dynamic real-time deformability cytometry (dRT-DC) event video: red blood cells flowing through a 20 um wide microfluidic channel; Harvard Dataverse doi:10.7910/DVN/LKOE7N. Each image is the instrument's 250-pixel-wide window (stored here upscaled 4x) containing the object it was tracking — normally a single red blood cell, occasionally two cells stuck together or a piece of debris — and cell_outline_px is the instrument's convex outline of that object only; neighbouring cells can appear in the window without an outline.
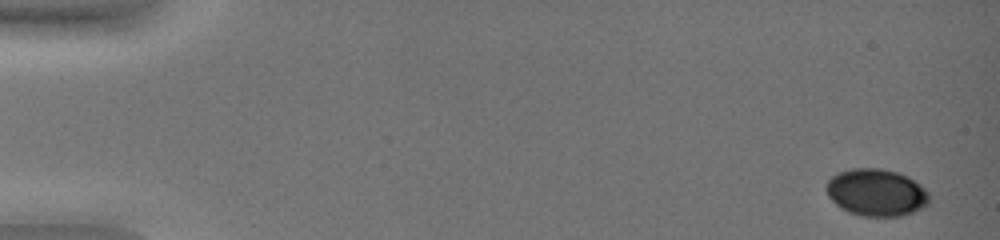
{"species": "common noctule bat (a hibernating species)", "species_latin": "Nyctalus noctula", "temperature_condition": "warm", "stored_images_in_passage": 10, "camera_frame_rate_fps": 3000, "um_per_image_px": 0.085, "animal": {"sex": "female", "body_mass_g": 19.0, "forearm_length_mm": 51.5}, "frame": {"image": 1, "passage_image": 1, "time_ms": 0.0, "image_size_px": [1000, 240], "cell_outline_px": [[928, 204], [904, 216], [860, 216], [848, 212], [840, 208], [828, 196], [824, 188], [824, 184], [832, 176], [840, 172], [852, 168], [880, 168], [900, 172], [908, 176], [920, 184], [928, 192]], "centroid_in_image_um": [74.46, 16.35], "position_along_channel_um": 10.5, "area_um2": 28.55}}
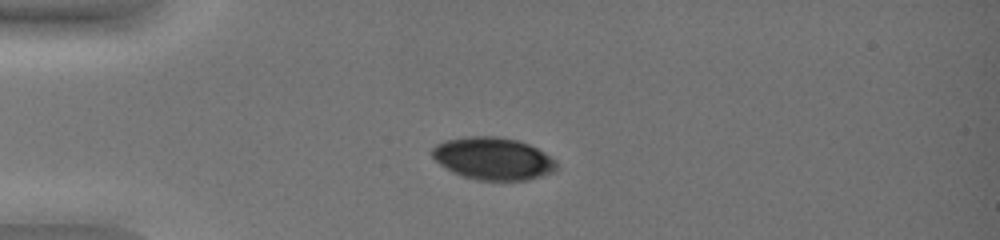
{"frame": {"image": 2, "passage_image": 9, "time_ms": 2.667, "image_size_px": [1000, 240], "cell_outline_px": [[556, 172], [528, 180], [476, 180], [452, 172], [440, 164], [432, 156], [432, 148], [436, 144], [444, 140], [468, 136], [500, 136], [516, 140], [528, 144], [544, 152], [556, 160]], "centroid_in_image_um": [41.92, 13.48], "position_along_channel_um": 43.1, "area_um2": 30.87}}